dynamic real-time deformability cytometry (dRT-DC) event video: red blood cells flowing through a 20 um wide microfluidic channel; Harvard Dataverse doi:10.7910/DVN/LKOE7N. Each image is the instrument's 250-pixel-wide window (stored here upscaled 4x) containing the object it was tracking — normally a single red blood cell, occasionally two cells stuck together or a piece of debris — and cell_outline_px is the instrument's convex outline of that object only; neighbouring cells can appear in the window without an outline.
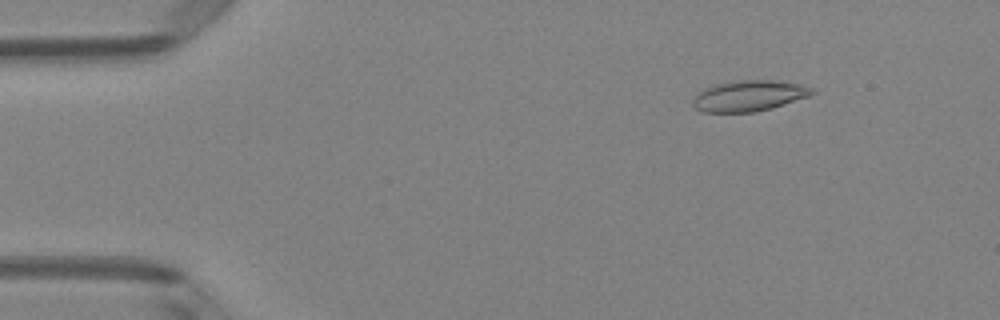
{"species": "Egyptian fruit bat (a non-hibernating species)", "species_latin": "Rousettus aegyptiacus", "temperature_condition": "room temperature", "stored_images_in_passage": 51, "camera_frame_rate_fps": 3000, "um_per_image_px": 0.085, "animal": {"sex": "female"}, "frame": {"image": 1, "passage_image": 7, "time_ms": 2.0, "image_size_px": [1000, 320], "cell_outline_px": [[816, 92], [808, 96], [772, 108], [756, 112], [704, 112], [696, 108], [692, 104], [692, 100], [696, 92], [704, 88], [716, 84], [736, 80], [772, 80], [800, 84], [816, 88]], "centroid_in_image_um": [63.65, 8.14], "position_along_channel_um": 21.3, "area_um2": 21.56}}
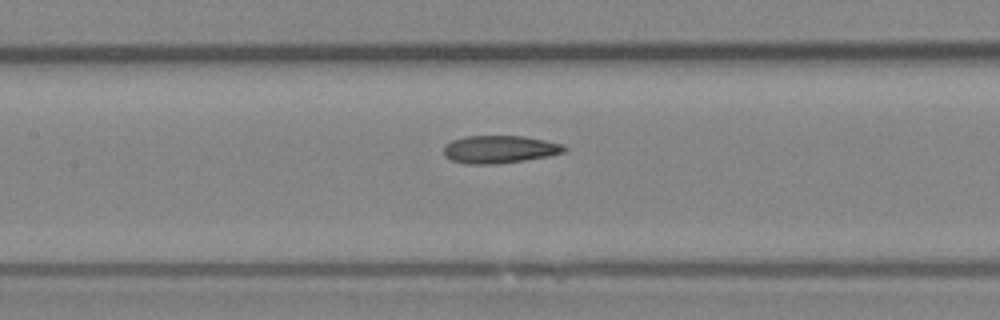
{"frame": {"image": 2, "passage_image": 24, "time_ms": 7.667, "image_size_px": [1000, 320], "cell_outline_px": [[568, 148], [564, 152], [548, 156], [524, 160], [496, 164], [464, 164], [452, 160], [444, 156], [444, 144], [452, 140], [464, 136], [524, 136], [564, 144]], "centroid_in_image_um": [42.45, 12.69], "position_along_channel_um": 165.0, "area_um2": 19.59}}
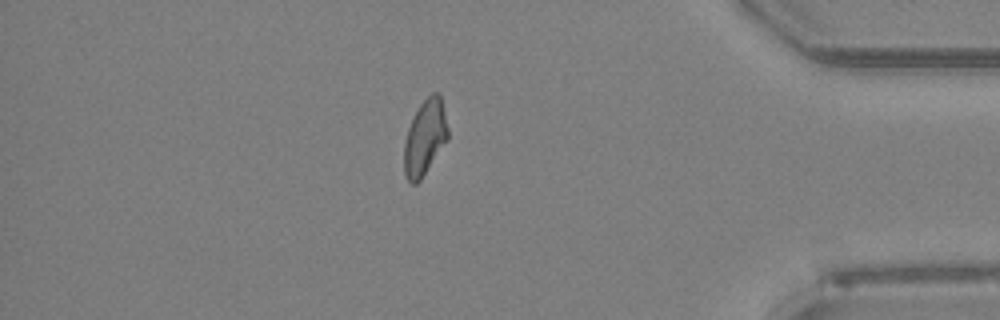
{"frame": {"image": 3, "passage_image": 44, "time_ms": 14.333, "image_size_px": [1000, 320], "cell_outline_px": [[448, 136], [420, 180], [416, 184], [412, 184], [404, 176], [404, 144], [408, 128], [420, 104], [432, 92], [436, 92], [440, 96], [448, 128]], "centroid_in_image_um": [36.09, 11.7], "position_along_channel_um": 399.1, "area_um2": 18.61}, "authors_computed_cell_mechanics": {"area_um2": 19.7098, "velocity_mm_per_s": 4.0243, "shape_relaxation_time_tau1_ms": null, "shape_relaxation_time_tau2_ms": 2.557, "deformation_change_tau1": null, "deformation_change_tau2": 0.0926}}